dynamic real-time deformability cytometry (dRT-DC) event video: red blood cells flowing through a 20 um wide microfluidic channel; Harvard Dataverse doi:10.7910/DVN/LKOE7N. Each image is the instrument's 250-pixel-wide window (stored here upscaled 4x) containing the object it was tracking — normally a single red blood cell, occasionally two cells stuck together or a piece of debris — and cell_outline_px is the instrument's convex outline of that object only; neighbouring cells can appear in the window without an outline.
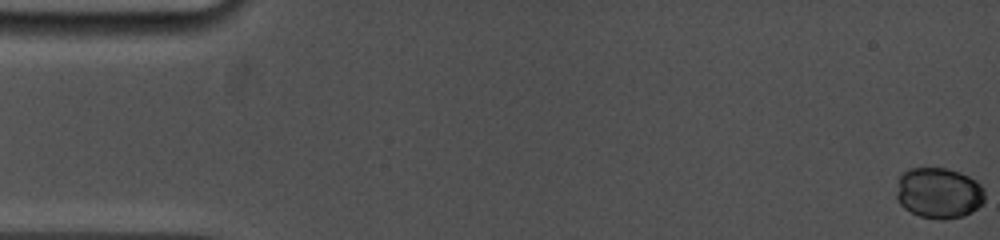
{"species": "common noctule bat (a hibernating species)", "species_latin": "Nyctalus noctula", "temperature_condition": "cold", "stored_images_in_passage": 37, "camera_frame_rate_fps": 5000, "um_per_image_px": 0.085, "animal": {"sex": "female", "body_mass_g": 19.0, "forearm_length_mm": 53.3}, "frame": {"image": 1, "passage_image": 1, "time_ms": 0.0, "image_size_px": [1000, 240], "cell_outline_px": [[984, 204], [972, 212], [964, 216], [944, 220], [940, 220], [920, 216], [904, 208], [896, 200], [896, 192], [900, 172], [908, 168], [944, 168], [960, 172], [976, 180], [984, 188]], "centroid_in_image_um": [79.79, 16.4], "position_along_channel_um": 5.2, "area_um2": 26.65}}
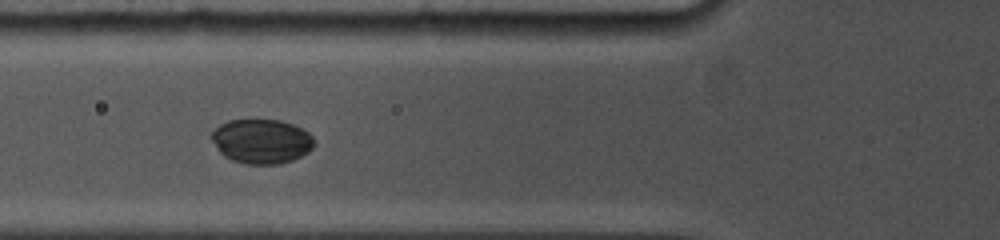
{"frame": {"image": 2, "passage_image": 22, "time_ms": 6.2, "image_size_px": [1000, 240], "cell_outline_px": [[316, 144], [308, 152], [292, 160], [280, 164], [244, 164], [232, 160], [224, 156], [216, 148], [208, 136], [220, 124], [228, 120], [280, 120], [292, 124], [308, 132], [316, 140]], "centroid_in_image_um": [22.21, 12.01], "position_along_channel_um": 103.6, "area_um2": 26.82}}
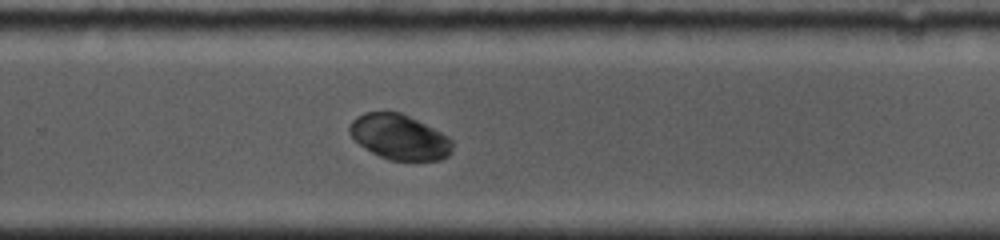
{"frame": {"image": 3, "passage_image": 37, "time_ms": 11.2, "image_size_px": [1000, 240], "cell_outline_px": [[452, 152], [448, 156], [440, 160], [388, 160], [372, 152], [360, 144], [348, 132], [348, 128], [352, 120], [356, 116], [364, 112], [400, 112], [448, 136], [452, 140]], "centroid_in_image_um": [33.94, 11.65], "position_along_channel_um": 295.9, "area_um2": 26.82}}